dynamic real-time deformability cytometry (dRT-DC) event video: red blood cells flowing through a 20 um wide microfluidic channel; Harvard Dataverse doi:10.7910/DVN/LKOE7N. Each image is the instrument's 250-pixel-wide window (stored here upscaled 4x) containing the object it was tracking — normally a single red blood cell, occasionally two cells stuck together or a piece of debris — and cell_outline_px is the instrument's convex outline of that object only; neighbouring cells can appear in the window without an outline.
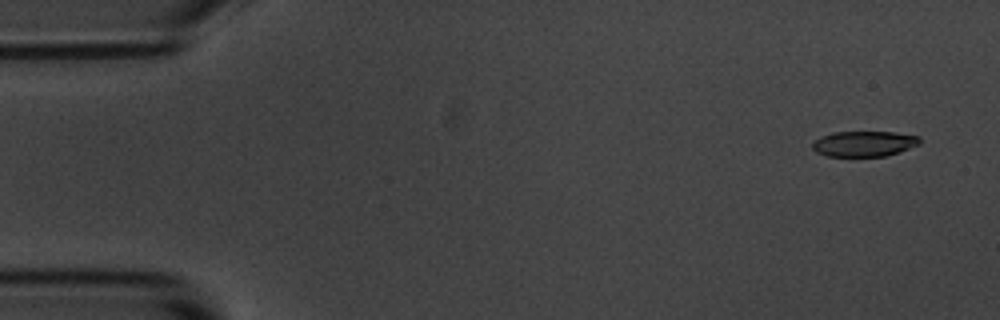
{"species": "common noctule bat (a hibernating species)", "species_latin": "Nyctalus noctula", "temperature_condition": "room temperature", "stored_images_in_passage": 10, "camera_frame_rate_fps": 3000, "um_per_image_px": 0.085, "animal": {"sex": "male", "body_mass_g": 20.1, "forearm_length_mm": 53.5}, "frame": {"image": 1, "passage_image": 1, "time_ms": 0.0, "image_size_px": [1000, 320], "cell_outline_px": [[920, 144], [900, 152], [884, 156], [828, 156], [816, 152], [812, 148], [812, 144], [820, 136], [832, 132], [892, 132], [920, 136]], "centroid_in_image_um": [73.45, 12.21], "position_along_channel_um": 11.5, "area_um2": 15.95}}
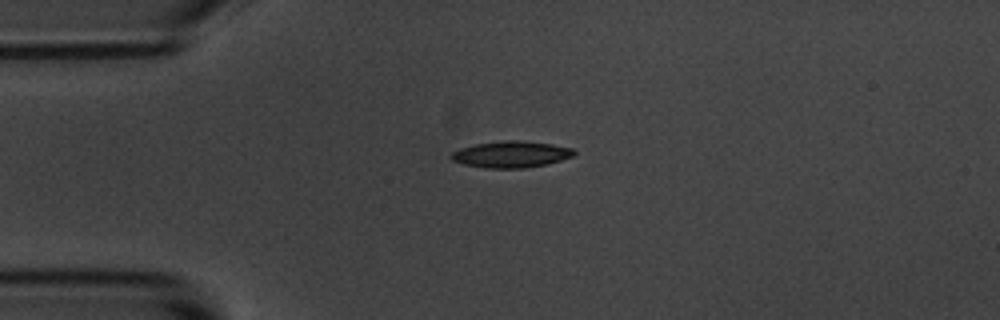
{"frame": {"image": 2, "passage_image": 4, "time_ms": 3.333, "image_size_px": [1000, 320], "cell_outline_px": [[576, 152], [572, 156], [548, 164], [524, 168], [484, 168], [464, 164], [452, 160], [448, 156], [452, 152], [460, 148], [476, 144], [504, 140], [524, 140], [552, 144], [572, 148]], "centroid_in_image_um": [43.43, 13.11], "position_along_channel_um": 41.6, "area_um2": 19.02}}
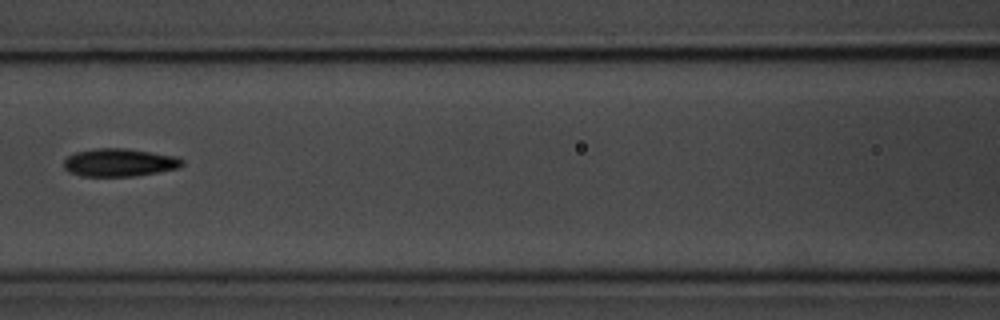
{"frame": {"image": 3, "passage_image": 7, "time_ms": 7.0, "image_size_px": [1000, 320], "cell_outline_px": [[184, 164], [180, 168], [132, 176], [80, 176], [68, 172], [64, 168], [64, 160], [68, 156], [76, 152], [96, 148], [128, 148], [176, 156], [184, 160]], "centroid_in_image_um": [10.15, 13.81], "position_along_channel_um": 156.4, "area_um2": 19.36}}